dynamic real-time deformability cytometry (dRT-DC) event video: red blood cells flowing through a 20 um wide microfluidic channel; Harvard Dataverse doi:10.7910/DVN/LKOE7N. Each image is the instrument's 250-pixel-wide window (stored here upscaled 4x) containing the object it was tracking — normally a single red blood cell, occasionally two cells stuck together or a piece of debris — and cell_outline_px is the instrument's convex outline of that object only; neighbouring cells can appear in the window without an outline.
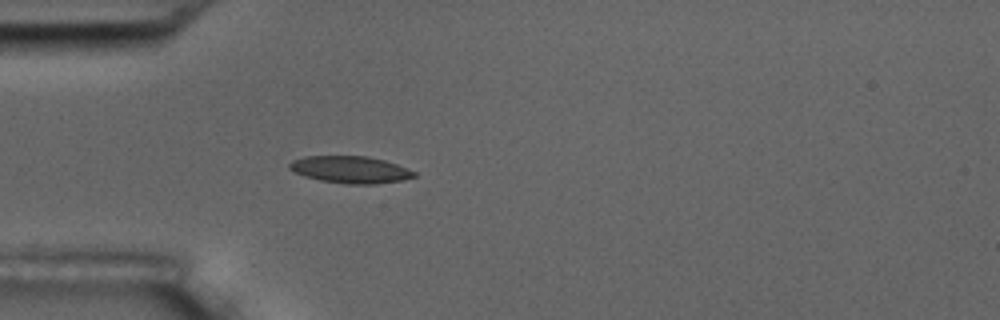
{"species": "common noctule bat (a hibernating species)", "species_latin": "Nyctalus noctula", "temperature_condition": "room temperature", "stored_images_in_passage": 2, "camera_frame_rate_fps": 3000, "um_per_image_px": 0.085, "animal": {"sex": "male", "body_mass_g": 17.5, "forearm_length_mm": 52.3}, "frame": {"image": 1, "passage_image": 2, "time_ms": 1.0, "image_size_px": [1000, 320], "cell_outline_px": [[416, 176], [400, 180], [376, 184], [348, 184], [320, 180], [304, 176], [288, 168], [288, 164], [292, 160], [304, 156], [368, 156], [384, 160], [408, 168], [416, 172]], "centroid_in_image_um": [29.77, 14.41], "position_along_channel_um": 55.2, "area_um2": 19.59}}